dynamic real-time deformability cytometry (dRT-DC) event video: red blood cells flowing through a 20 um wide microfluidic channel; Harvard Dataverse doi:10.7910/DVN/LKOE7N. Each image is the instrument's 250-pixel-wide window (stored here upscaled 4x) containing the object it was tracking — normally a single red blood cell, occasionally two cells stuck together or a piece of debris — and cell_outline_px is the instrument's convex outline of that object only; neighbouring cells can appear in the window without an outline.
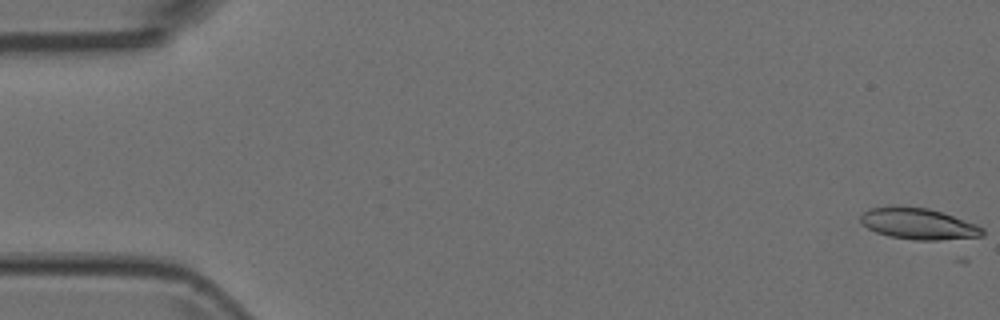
{"species": "Egyptian fruit bat (a non-hibernating species)", "species_latin": "Rousettus aegyptiacus", "temperature_condition": "room temperature", "stored_images_in_passage": 6, "camera_frame_rate_fps": 3000, "um_per_image_px": 0.085, "animal": {"sex": "female"}, "frame": {"image": 1, "passage_image": 1, "time_ms": 0.0, "image_size_px": [1000, 320], "cell_outline_px": [[984, 236], [956, 240], [916, 240], [888, 236], [876, 232], [868, 228], [860, 220], [860, 216], [868, 208], [892, 204], [896, 204], [928, 208], [976, 224], [984, 228]], "centroid_in_image_um": [78.06, 19.01], "position_along_channel_um": 6.9, "area_um2": 22.72}}